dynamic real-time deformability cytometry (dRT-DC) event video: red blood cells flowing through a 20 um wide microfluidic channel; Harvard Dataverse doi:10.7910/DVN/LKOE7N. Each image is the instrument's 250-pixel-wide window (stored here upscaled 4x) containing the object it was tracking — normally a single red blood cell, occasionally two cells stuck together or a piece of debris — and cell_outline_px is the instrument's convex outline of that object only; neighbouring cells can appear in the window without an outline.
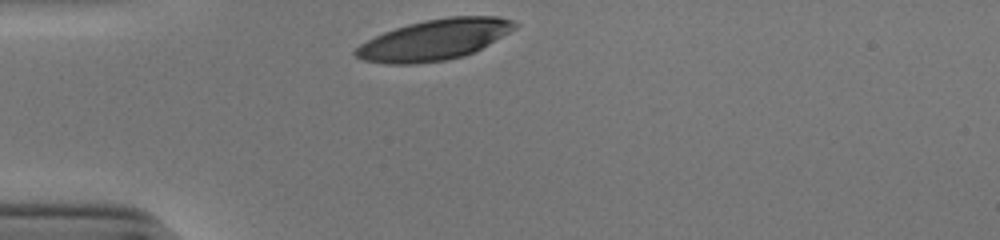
{"species": "human", "species_latin": "Homo sapiens", "temperature_condition": "cold", "stored_images_in_passage": 29, "camera_frame_rate_fps": 3000, "um_per_image_px": 0.085, "donor": {"sex": "male"}, "frame": {"image": 1, "passage_image": 1, "time_ms": 0.0, "image_size_px": [1000, 240], "cell_outline_px": [[520, 24], [516, 28], [488, 44], [464, 56], [444, 60], [416, 64], [388, 64], [364, 60], [356, 56], [352, 52], [360, 44], [384, 32], [408, 24], [424, 20], [448, 16], [500, 16], [512, 20]], "centroid_in_image_um": [36.93, 3.37], "position_along_channel_um": 48.1, "area_um2": 37.51}}
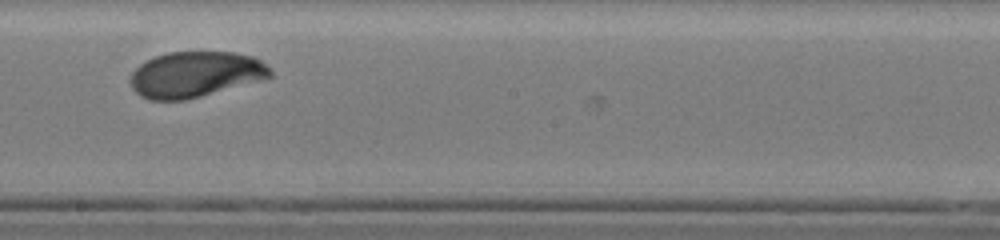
{"frame": {"image": 2, "passage_image": 17, "time_ms": 5.333, "image_size_px": [1000, 240], "cell_outline_px": [[272, 76], [260, 80], [200, 96], [184, 100], [152, 100], [140, 96], [132, 88], [132, 72], [140, 64], [156, 56], [168, 52], [236, 52], [252, 56], [260, 60], [272, 72]], "centroid_in_image_um": [16.6, 6.32], "position_along_channel_um": 231.6, "area_um2": 36.76}}
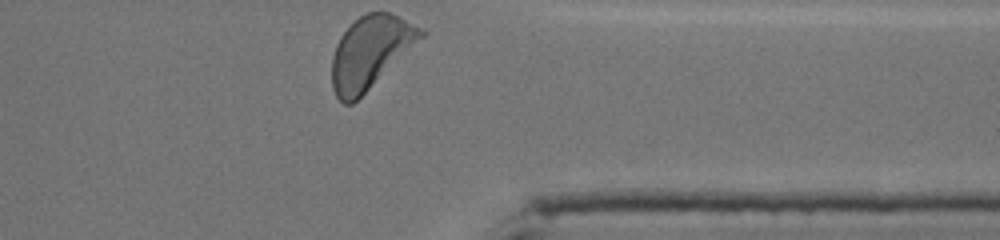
{"frame": {"image": 3, "passage_image": 29, "time_ms": 9.333, "image_size_px": [1000, 240], "cell_outline_px": [[424, 36], [352, 104], [344, 104], [336, 96], [332, 88], [332, 56], [336, 44], [340, 36], [360, 16], [368, 12], [388, 12], [420, 28], [424, 32]], "centroid_in_image_um": [31.43, 4.45], "position_along_channel_um": 380.0, "area_um2": 36.47}, "authors_computed_cell_mechanics": {"area_um2": 37.6278, "velocity_mm_per_s": 3.8303, "shape_relaxation_time_tau1_ms": 2.7934, "shape_relaxation_time_tau2_ms": null, "deformation_change_tau1": 0.1635, "deformation_change_tau2": null}}